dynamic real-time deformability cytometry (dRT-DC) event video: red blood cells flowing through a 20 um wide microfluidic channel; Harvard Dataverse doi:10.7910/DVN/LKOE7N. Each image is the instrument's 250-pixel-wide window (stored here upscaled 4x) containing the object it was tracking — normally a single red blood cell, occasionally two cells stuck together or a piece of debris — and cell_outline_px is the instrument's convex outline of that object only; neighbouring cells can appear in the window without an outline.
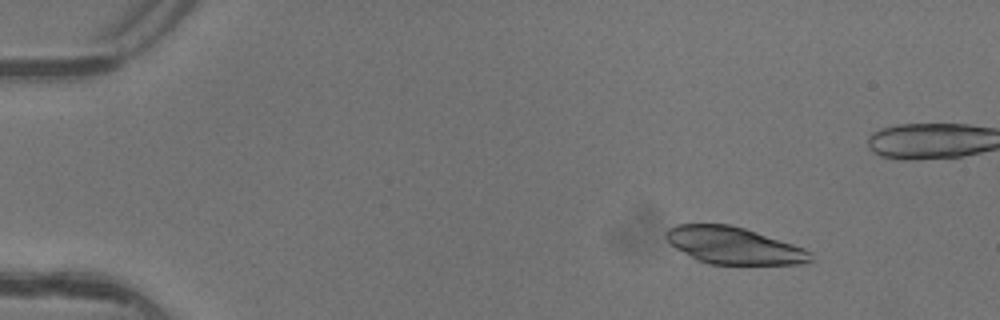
{"species": "common noctule bat (a hibernating species)", "species_latin": "Nyctalus noctula", "temperature_condition": "warm", "stored_images_in_passage": 4, "camera_frame_rate_fps": 3000, "um_per_image_px": 0.085, "animal": {"sex": "female"}, "frame": {"image": 1, "passage_image": 1, "time_ms": 0.0, "image_size_px": [1000, 320], "cell_outline_px": [[812, 260], [800, 264], [708, 264], [696, 260], [676, 248], [664, 236], [664, 232], [668, 228], [676, 224], [728, 224], [744, 228], [804, 248], [808, 252]], "centroid_in_image_um": [62.3, 20.87], "position_along_channel_um": 22.7, "area_um2": 30.81}}